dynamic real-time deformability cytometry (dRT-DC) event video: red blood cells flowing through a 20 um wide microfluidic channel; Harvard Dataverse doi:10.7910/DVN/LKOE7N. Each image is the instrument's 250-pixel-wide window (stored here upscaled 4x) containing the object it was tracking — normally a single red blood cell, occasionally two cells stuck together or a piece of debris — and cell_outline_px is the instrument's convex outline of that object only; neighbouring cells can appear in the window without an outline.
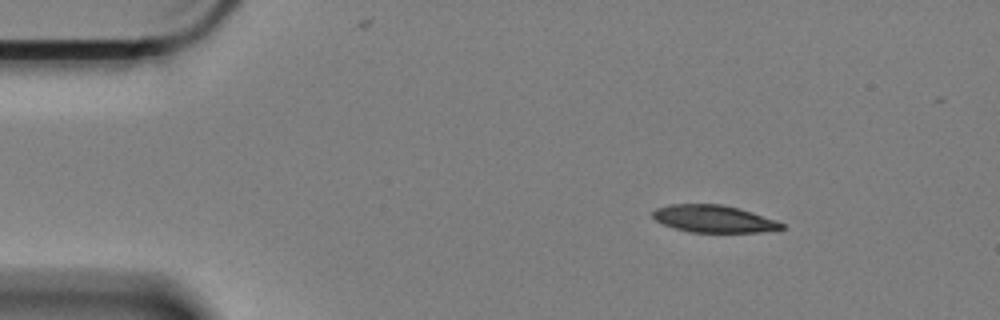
{"species": "Egyptian fruit bat (a non-hibernating species)", "species_latin": "Rousettus aegyptiacus", "temperature_condition": "cold", "stored_images_in_passage": 52, "camera_frame_rate_fps": 3000, "um_per_image_px": 0.085, "animal": {"sex": "female"}, "frame": {"image": 1, "passage_image": 1, "time_ms": 0.0, "image_size_px": [1000, 320], "cell_outline_px": [[784, 228], [760, 232], [688, 232], [664, 224], [656, 220], [652, 216], [652, 212], [656, 208], [668, 204], [720, 204], [740, 208], [776, 220], [784, 224]], "centroid_in_image_um": [60.66, 18.59], "position_along_channel_um": 24.3, "area_um2": 20.4}}
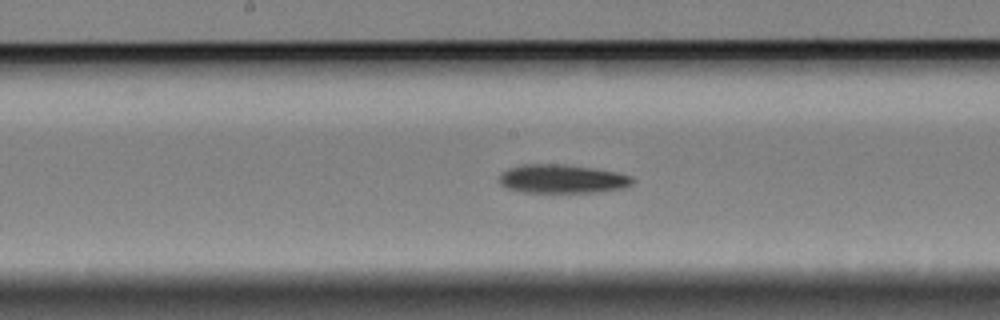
{"frame": {"image": 2, "passage_image": 23, "time_ms": 7.333, "image_size_px": [1000, 320], "cell_outline_px": [[636, 180], [632, 184], [624, 188], [596, 192], [524, 192], [508, 188], [500, 184], [500, 172], [508, 168], [520, 164], [564, 164], [592, 168], [616, 172], [632, 176]], "centroid_in_image_um": [47.79, 15.2], "position_along_channel_um": 200.4, "area_um2": 22.37}}
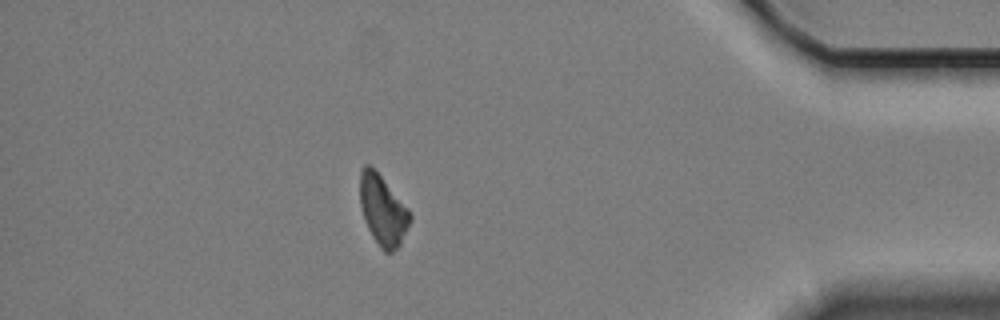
{"frame": {"image": 3, "passage_image": 45, "time_ms": 14.667, "image_size_px": [1000, 320], "cell_outline_px": [[412, 220], [400, 244], [392, 252], [384, 252], [380, 248], [372, 236], [368, 228], [360, 204], [360, 168], [364, 164], [368, 164], [380, 176], [408, 208], [412, 216]], "centroid_in_image_um": [32.54, 17.89], "position_along_channel_um": 402.7, "area_um2": 20.17}, "authors_computed_cell_mechanics": {"area_um2": 22.1374, "velocity_mm_per_s": 3.3131, "shape_relaxation_time_tau1_ms": 6.0731, "shape_relaxation_time_tau2_ms": null, "deformation_change_tau1": 0.1024, "deformation_change_tau2": null}}